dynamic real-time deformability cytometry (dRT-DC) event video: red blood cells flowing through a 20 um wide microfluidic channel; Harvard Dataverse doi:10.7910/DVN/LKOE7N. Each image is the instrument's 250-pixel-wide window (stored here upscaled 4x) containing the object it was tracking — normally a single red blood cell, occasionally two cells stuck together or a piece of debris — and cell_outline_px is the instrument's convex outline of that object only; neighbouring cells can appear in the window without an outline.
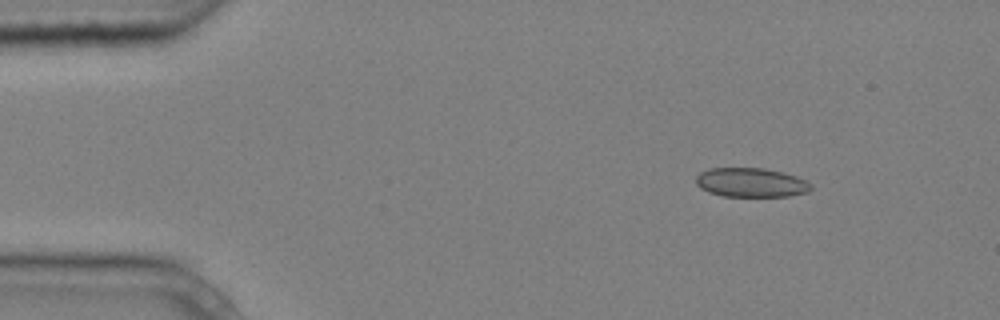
{"species": "common noctule bat (a hibernating species)", "species_latin": "Nyctalus noctula", "temperature_condition": "cold", "stored_images_in_passage": 10, "camera_frame_rate_fps": 3000, "um_per_image_px": 0.085, "animal": {"sex": "male", "body_mass_g": 20.4}, "frame": {"image": 1, "passage_image": 2, "time_ms": 0.333, "image_size_px": [1000, 320], "cell_outline_px": [[812, 188], [808, 192], [788, 196], [724, 196], [708, 192], [700, 188], [696, 184], [696, 176], [700, 172], [708, 168], [764, 168], [784, 172], [796, 176], [812, 184]], "centroid_in_image_um": [63.83, 15.51], "position_along_channel_um": 21.2, "area_um2": 19.65}}
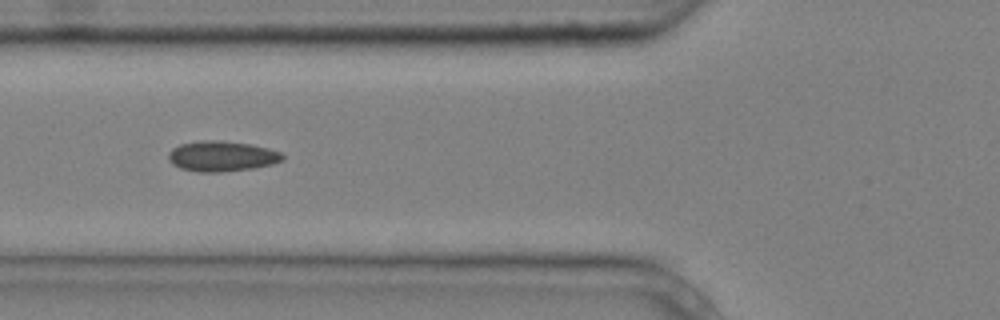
{"frame": {"image": 2, "passage_image": 5, "time_ms": 1.333, "image_size_px": [1000, 320], "cell_outline_px": [[284, 160], [272, 164], [256, 168], [220, 172], [200, 172], [180, 168], [172, 164], [168, 160], [168, 152], [172, 148], [180, 144], [204, 140], [220, 140], [248, 144], [268, 148], [280, 152], [284, 156]], "centroid_in_image_um": [18.84, 13.28], "position_along_channel_um": 107.0, "area_um2": 20.29}}
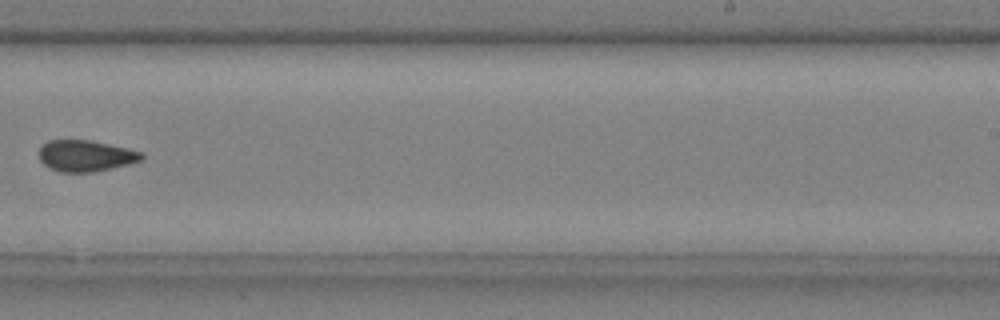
{"frame": {"image": 3, "passage_image": 9, "time_ms": 2.667, "image_size_px": [1000, 320], "cell_outline_px": [[144, 160], [112, 168], [92, 172], [60, 172], [44, 164], [40, 160], [40, 148], [48, 140], [88, 140], [128, 148], [140, 152], [144, 156]], "centroid_in_image_um": [7.3, 13.24], "position_along_channel_um": 281.7, "area_um2": 18.5}}